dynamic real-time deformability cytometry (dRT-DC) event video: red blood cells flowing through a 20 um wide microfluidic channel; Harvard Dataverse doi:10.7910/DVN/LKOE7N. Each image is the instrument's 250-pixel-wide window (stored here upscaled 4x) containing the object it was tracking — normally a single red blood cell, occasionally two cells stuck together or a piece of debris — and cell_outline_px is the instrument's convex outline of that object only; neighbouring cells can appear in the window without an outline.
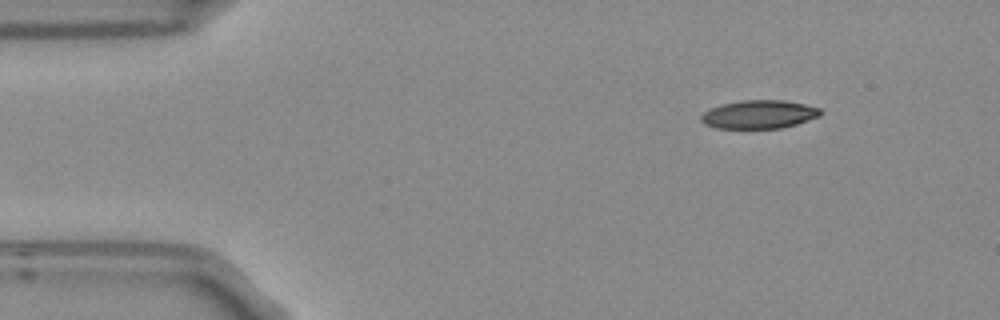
{"species": "Egyptian fruit bat (a non-hibernating species)", "species_latin": "Rousettus aegyptiacus", "temperature_condition": "room temperature", "stored_images_in_passage": 2, "camera_frame_rate_fps": 3000, "um_per_image_px": 0.085, "frame": {"image": 1, "passage_image": 2, "time_ms": 0.333, "image_size_px": [1000, 320], "cell_outline_px": [[824, 112], [820, 116], [796, 124], [780, 128], [716, 128], [704, 124], [700, 120], [700, 116], [704, 112], [720, 104], [740, 100], [784, 100], [804, 104], [820, 108]], "centroid_in_image_um": [64.52, 9.72], "position_along_channel_um": 20.5, "area_um2": 19.83}}